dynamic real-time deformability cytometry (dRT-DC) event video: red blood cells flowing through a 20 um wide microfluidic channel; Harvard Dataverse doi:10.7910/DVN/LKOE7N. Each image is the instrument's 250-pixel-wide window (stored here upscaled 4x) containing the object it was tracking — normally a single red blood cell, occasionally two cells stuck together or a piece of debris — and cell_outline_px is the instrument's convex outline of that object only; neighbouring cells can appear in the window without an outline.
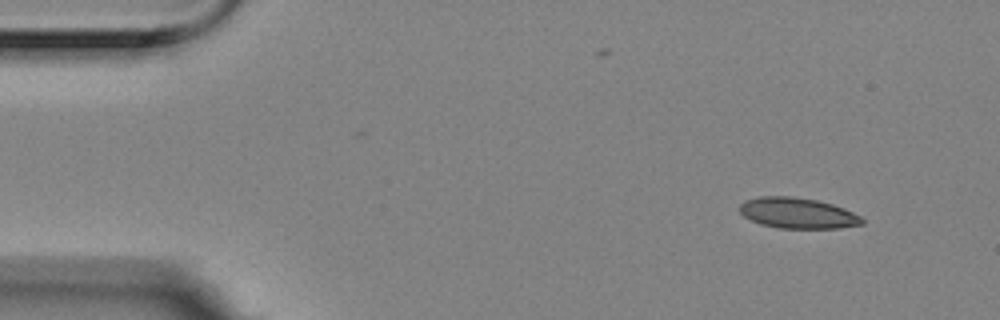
{"species": "Egyptian fruit bat (a non-hibernating species)", "species_latin": "Rousettus aegyptiacus", "temperature_condition": "room temperature", "stored_images_in_passage": 3, "camera_frame_rate_fps": 3000, "um_per_image_px": 0.085, "animal": {"sex": "female"}, "frame": {"image": 1, "passage_image": 1, "time_ms": 0.0, "image_size_px": [1000, 320], "cell_outline_px": [[864, 224], [840, 228], [776, 228], [760, 224], [744, 216], [740, 212], [740, 204], [744, 200], [760, 196], [792, 196], [816, 200], [832, 204], [844, 208], [860, 216], [864, 220]], "centroid_in_image_um": [67.79, 18.11], "position_along_channel_um": 17.2, "area_um2": 21.96}}